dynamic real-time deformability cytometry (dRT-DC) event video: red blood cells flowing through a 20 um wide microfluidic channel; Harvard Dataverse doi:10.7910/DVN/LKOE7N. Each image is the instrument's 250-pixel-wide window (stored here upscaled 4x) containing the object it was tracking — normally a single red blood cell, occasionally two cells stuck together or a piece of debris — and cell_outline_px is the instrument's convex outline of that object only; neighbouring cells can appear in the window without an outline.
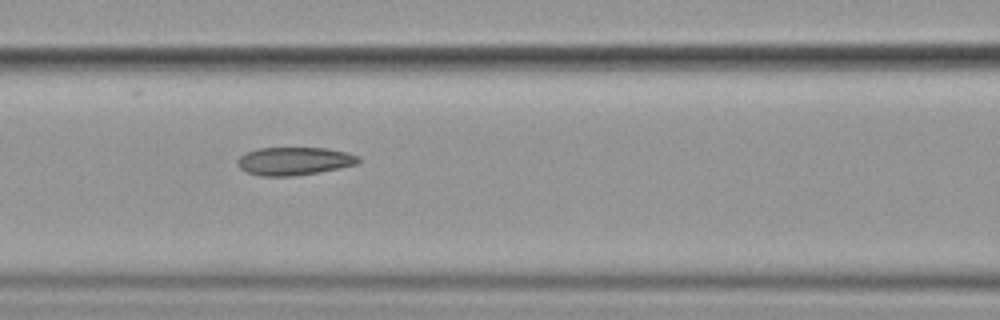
{"species": "common noctule bat (a hibernating species)", "species_latin": "Nyctalus noctula", "temperature_condition": "cold", "stored_images_in_passage": 11, "camera_frame_rate_fps": 3000, "um_per_image_px": 0.085, "animal": {"sex": "female", "body_mass_g": 19.9}, "frame": {"image": 1, "passage_image": 7, "time_ms": 7.667, "image_size_px": [1000, 320], "cell_outline_px": [[360, 160], [356, 164], [340, 168], [292, 176], [260, 176], [244, 172], [236, 164], [236, 160], [244, 152], [256, 148], [324, 148], [348, 152], [356, 156]], "centroid_in_image_um": [24.92, 13.69], "position_along_channel_um": 141.7, "area_um2": 19.83}}
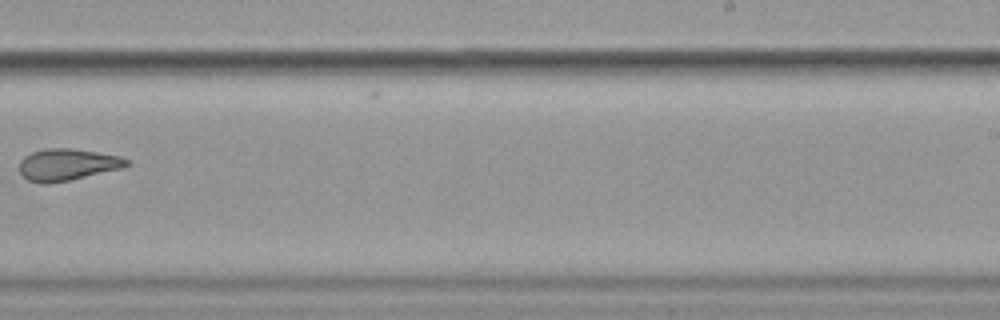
{"frame": {"image": 2, "passage_image": 10, "time_ms": 11.667, "image_size_px": [1000, 320], "cell_outline_px": [[128, 164], [124, 168], [68, 180], [48, 184], [40, 184], [28, 180], [20, 172], [20, 160], [24, 156], [32, 152], [48, 148], [72, 148], [120, 156], [128, 160]], "centroid_in_image_um": [5.71, 13.99], "position_along_channel_um": 283.3, "area_um2": 19.77}}
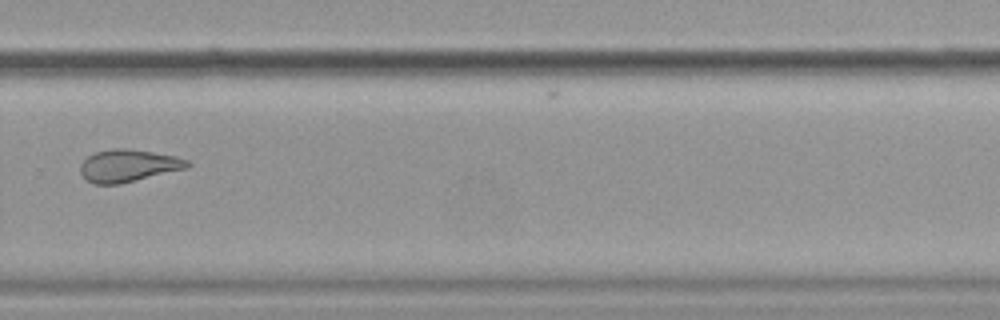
{"frame": {"image": 3, "passage_image": 11, "time_ms": 12.667, "image_size_px": [1000, 320], "cell_outline_px": [[192, 164], [188, 168], [120, 184], [96, 184], [88, 180], [80, 172], [80, 164], [92, 152], [112, 148], [128, 148], [176, 156], [188, 160]], "centroid_in_image_um": [10.91, 14.07], "position_along_channel_um": 318.9, "area_um2": 20.29}}